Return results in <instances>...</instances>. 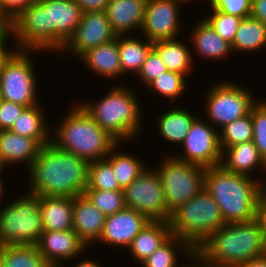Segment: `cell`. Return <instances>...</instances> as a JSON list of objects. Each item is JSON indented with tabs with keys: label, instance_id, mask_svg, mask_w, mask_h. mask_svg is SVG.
Instances as JSON below:
<instances>
[{
	"label": "cell",
	"instance_id": "6da1fadb",
	"mask_svg": "<svg viewBox=\"0 0 266 267\" xmlns=\"http://www.w3.org/2000/svg\"><path fill=\"white\" fill-rule=\"evenodd\" d=\"M88 162L60 149L52 141L43 145L26 171L29 193L38 196L82 195L88 186Z\"/></svg>",
	"mask_w": 266,
	"mask_h": 267
},
{
	"label": "cell",
	"instance_id": "7a4b0ae2",
	"mask_svg": "<svg viewBox=\"0 0 266 267\" xmlns=\"http://www.w3.org/2000/svg\"><path fill=\"white\" fill-rule=\"evenodd\" d=\"M115 82L99 100L81 99L78 103L103 130L120 143H132L145 129L143 120L146 115L141 110L142 101L139 100L138 92L127 83L118 84L117 79Z\"/></svg>",
	"mask_w": 266,
	"mask_h": 267
},
{
	"label": "cell",
	"instance_id": "3957f363",
	"mask_svg": "<svg viewBox=\"0 0 266 267\" xmlns=\"http://www.w3.org/2000/svg\"><path fill=\"white\" fill-rule=\"evenodd\" d=\"M207 264L235 267L265 255L261 228L256 219L226 223L211 233L195 250Z\"/></svg>",
	"mask_w": 266,
	"mask_h": 267
},
{
	"label": "cell",
	"instance_id": "277c9868",
	"mask_svg": "<svg viewBox=\"0 0 266 267\" xmlns=\"http://www.w3.org/2000/svg\"><path fill=\"white\" fill-rule=\"evenodd\" d=\"M75 101L52 131V142L88 163L106 158L120 142Z\"/></svg>",
	"mask_w": 266,
	"mask_h": 267
},
{
	"label": "cell",
	"instance_id": "5b68a950",
	"mask_svg": "<svg viewBox=\"0 0 266 267\" xmlns=\"http://www.w3.org/2000/svg\"><path fill=\"white\" fill-rule=\"evenodd\" d=\"M258 182L220 164L205 169L203 188L218 204L225 223L247 222L256 219Z\"/></svg>",
	"mask_w": 266,
	"mask_h": 267
},
{
	"label": "cell",
	"instance_id": "8992f818",
	"mask_svg": "<svg viewBox=\"0 0 266 267\" xmlns=\"http://www.w3.org/2000/svg\"><path fill=\"white\" fill-rule=\"evenodd\" d=\"M220 208L203 188L171 213V235L185 240L194 250L214 231L225 225Z\"/></svg>",
	"mask_w": 266,
	"mask_h": 267
},
{
	"label": "cell",
	"instance_id": "52a82bcc",
	"mask_svg": "<svg viewBox=\"0 0 266 267\" xmlns=\"http://www.w3.org/2000/svg\"><path fill=\"white\" fill-rule=\"evenodd\" d=\"M0 211V246L36 245L43 233L39 196L25 191Z\"/></svg>",
	"mask_w": 266,
	"mask_h": 267
},
{
	"label": "cell",
	"instance_id": "ba28073f",
	"mask_svg": "<svg viewBox=\"0 0 266 267\" xmlns=\"http://www.w3.org/2000/svg\"><path fill=\"white\" fill-rule=\"evenodd\" d=\"M248 88L229 78L209 85L206 92L202 93L205 95L202 97L206 111L204 119L219 131L225 125L249 114L259 98L255 96L253 89Z\"/></svg>",
	"mask_w": 266,
	"mask_h": 267
},
{
	"label": "cell",
	"instance_id": "9c48e42d",
	"mask_svg": "<svg viewBox=\"0 0 266 267\" xmlns=\"http://www.w3.org/2000/svg\"><path fill=\"white\" fill-rule=\"evenodd\" d=\"M154 166L161 179L167 210L172 213L197 196L204 187L205 167L163 155Z\"/></svg>",
	"mask_w": 266,
	"mask_h": 267
},
{
	"label": "cell",
	"instance_id": "30bf717a",
	"mask_svg": "<svg viewBox=\"0 0 266 267\" xmlns=\"http://www.w3.org/2000/svg\"><path fill=\"white\" fill-rule=\"evenodd\" d=\"M38 51L15 50L0 70V92L2 100L21 104L25 107L40 103L36 62L33 55ZM36 72V73H35ZM38 87V88H37Z\"/></svg>",
	"mask_w": 266,
	"mask_h": 267
},
{
	"label": "cell",
	"instance_id": "8fae6325",
	"mask_svg": "<svg viewBox=\"0 0 266 267\" xmlns=\"http://www.w3.org/2000/svg\"><path fill=\"white\" fill-rule=\"evenodd\" d=\"M125 205L147 216L151 221H167V210L161 179L155 167L150 166L124 190Z\"/></svg>",
	"mask_w": 266,
	"mask_h": 267
},
{
	"label": "cell",
	"instance_id": "7c38bea8",
	"mask_svg": "<svg viewBox=\"0 0 266 267\" xmlns=\"http://www.w3.org/2000/svg\"><path fill=\"white\" fill-rule=\"evenodd\" d=\"M11 26L15 42L9 45L14 44L16 50L50 55L49 8L42 2L30 5L11 21Z\"/></svg>",
	"mask_w": 266,
	"mask_h": 267
},
{
	"label": "cell",
	"instance_id": "4fadbf2b",
	"mask_svg": "<svg viewBox=\"0 0 266 267\" xmlns=\"http://www.w3.org/2000/svg\"><path fill=\"white\" fill-rule=\"evenodd\" d=\"M199 116L190 128L180 151H172L166 155H173L176 159L191 164L209 168L221 164L222 150L219 142V131L206 119ZM173 152V153H171Z\"/></svg>",
	"mask_w": 266,
	"mask_h": 267
},
{
	"label": "cell",
	"instance_id": "5bb4252c",
	"mask_svg": "<svg viewBox=\"0 0 266 267\" xmlns=\"http://www.w3.org/2000/svg\"><path fill=\"white\" fill-rule=\"evenodd\" d=\"M181 8L184 9L174 0H148L139 36L151 42L182 37Z\"/></svg>",
	"mask_w": 266,
	"mask_h": 267
},
{
	"label": "cell",
	"instance_id": "9a60e30c",
	"mask_svg": "<svg viewBox=\"0 0 266 267\" xmlns=\"http://www.w3.org/2000/svg\"><path fill=\"white\" fill-rule=\"evenodd\" d=\"M108 17L103 11L82 13L81 21L73 36L64 45L63 55L77 58L90 48L102 45L116 38ZM65 53V54H64Z\"/></svg>",
	"mask_w": 266,
	"mask_h": 267
},
{
	"label": "cell",
	"instance_id": "2e32d148",
	"mask_svg": "<svg viewBox=\"0 0 266 267\" xmlns=\"http://www.w3.org/2000/svg\"><path fill=\"white\" fill-rule=\"evenodd\" d=\"M36 247L51 267H64L67 262L71 264V261L84 257V253L89 251L73 229L43 231Z\"/></svg>",
	"mask_w": 266,
	"mask_h": 267
},
{
	"label": "cell",
	"instance_id": "e0dca14e",
	"mask_svg": "<svg viewBox=\"0 0 266 267\" xmlns=\"http://www.w3.org/2000/svg\"><path fill=\"white\" fill-rule=\"evenodd\" d=\"M151 220L138 211L125 207L105 218L104 227L97 244L127 249L133 239Z\"/></svg>",
	"mask_w": 266,
	"mask_h": 267
},
{
	"label": "cell",
	"instance_id": "ac0fdd59",
	"mask_svg": "<svg viewBox=\"0 0 266 267\" xmlns=\"http://www.w3.org/2000/svg\"><path fill=\"white\" fill-rule=\"evenodd\" d=\"M49 8L50 18V54L60 56L64 45L77 29L82 10L74 0H44Z\"/></svg>",
	"mask_w": 266,
	"mask_h": 267
},
{
	"label": "cell",
	"instance_id": "d6986e66",
	"mask_svg": "<svg viewBox=\"0 0 266 267\" xmlns=\"http://www.w3.org/2000/svg\"><path fill=\"white\" fill-rule=\"evenodd\" d=\"M195 21L194 27L190 29L187 42L190 43L194 56H198V60L204 62L212 60L218 62L219 60L228 59L232 55L231 44L222 39L211 25L202 17ZM197 54V55H196ZM229 55V56H228Z\"/></svg>",
	"mask_w": 266,
	"mask_h": 267
},
{
	"label": "cell",
	"instance_id": "ffe728a7",
	"mask_svg": "<svg viewBox=\"0 0 266 267\" xmlns=\"http://www.w3.org/2000/svg\"><path fill=\"white\" fill-rule=\"evenodd\" d=\"M170 108H163V111L159 112L158 118H155V128L157 134L162 137L165 144L175 145V149L180 147L186 139L192 123L199 117L196 112L188 110L184 105L178 104V106ZM167 142V143H166ZM180 145V146H179Z\"/></svg>",
	"mask_w": 266,
	"mask_h": 267
},
{
	"label": "cell",
	"instance_id": "44dd1931",
	"mask_svg": "<svg viewBox=\"0 0 266 267\" xmlns=\"http://www.w3.org/2000/svg\"><path fill=\"white\" fill-rule=\"evenodd\" d=\"M148 0H110L106 16L113 32L118 35H136L141 31ZM136 33H135V32Z\"/></svg>",
	"mask_w": 266,
	"mask_h": 267
},
{
	"label": "cell",
	"instance_id": "7402d4cb",
	"mask_svg": "<svg viewBox=\"0 0 266 267\" xmlns=\"http://www.w3.org/2000/svg\"><path fill=\"white\" fill-rule=\"evenodd\" d=\"M105 218L106 216L84 194L74 197L73 230L90 251V247H93L94 243L96 245L101 236Z\"/></svg>",
	"mask_w": 266,
	"mask_h": 267
},
{
	"label": "cell",
	"instance_id": "603a6c76",
	"mask_svg": "<svg viewBox=\"0 0 266 267\" xmlns=\"http://www.w3.org/2000/svg\"><path fill=\"white\" fill-rule=\"evenodd\" d=\"M41 147L33 138L18 135L11 130L0 131V156L6 168L19 164L18 167H22L24 164V170L27 171L38 157Z\"/></svg>",
	"mask_w": 266,
	"mask_h": 267
},
{
	"label": "cell",
	"instance_id": "cb8c5ba5",
	"mask_svg": "<svg viewBox=\"0 0 266 267\" xmlns=\"http://www.w3.org/2000/svg\"><path fill=\"white\" fill-rule=\"evenodd\" d=\"M81 61L85 65L88 72L97 74L103 80L119 79L122 77V69L118 50V36L115 39L90 48L78 57V62Z\"/></svg>",
	"mask_w": 266,
	"mask_h": 267
},
{
	"label": "cell",
	"instance_id": "d4e9b609",
	"mask_svg": "<svg viewBox=\"0 0 266 267\" xmlns=\"http://www.w3.org/2000/svg\"><path fill=\"white\" fill-rule=\"evenodd\" d=\"M221 165L227 171L254 177L257 180L261 177L254 176V174L257 175L259 173L261 175L260 173L264 171L265 173L263 172V174L266 175V161L259 154L253 141L226 147L222 151ZM254 172H257V174Z\"/></svg>",
	"mask_w": 266,
	"mask_h": 267
},
{
	"label": "cell",
	"instance_id": "484cf974",
	"mask_svg": "<svg viewBox=\"0 0 266 267\" xmlns=\"http://www.w3.org/2000/svg\"><path fill=\"white\" fill-rule=\"evenodd\" d=\"M73 201L67 196H39L44 231L73 229Z\"/></svg>",
	"mask_w": 266,
	"mask_h": 267
},
{
	"label": "cell",
	"instance_id": "4316f807",
	"mask_svg": "<svg viewBox=\"0 0 266 267\" xmlns=\"http://www.w3.org/2000/svg\"><path fill=\"white\" fill-rule=\"evenodd\" d=\"M180 38L182 37L155 41L153 42V50L160 56L167 70L181 73L189 79L194 69L195 59L190 44L186 43L185 39L183 42Z\"/></svg>",
	"mask_w": 266,
	"mask_h": 267
},
{
	"label": "cell",
	"instance_id": "83f0119b",
	"mask_svg": "<svg viewBox=\"0 0 266 267\" xmlns=\"http://www.w3.org/2000/svg\"><path fill=\"white\" fill-rule=\"evenodd\" d=\"M171 236L167 221H150L126 249L139 265Z\"/></svg>",
	"mask_w": 266,
	"mask_h": 267
},
{
	"label": "cell",
	"instance_id": "f1b7e54d",
	"mask_svg": "<svg viewBox=\"0 0 266 267\" xmlns=\"http://www.w3.org/2000/svg\"><path fill=\"white\" fill-rule=\"evenodd\" d=\"M43 106L39 103L36 106L26 107L9 130L18 135L33 138L41 146L49 144L52 141L53 126L46 121Z\"/></svg>",
	"mask_w": 266,
	"mask_h": 267
},
{
	"label": "cell",
	"instance_id": "f546056e",
	"mask_svg": "<svg viewBox=\"0 0 266 267\" xmlns=\"http://www.w3.org/2000/svg\"><path fill=\"white\" fill-rule=\"evenodd\" d=\"M153 49V42L134 35H118V50L122 69L125 75H137L147 55ZM128 73V74H127Z\"/></svg>",
	"mask_w": 266,
	"mask_h": 267
},
{
	"label": "cell",
	"instance_id": "4dcf8cb0",
	"mask_svg": "<svg viewBox=\"0 0 266 267\" xmlns=\"http://www.w3.org/2000/svg\"><path fill=\"white\" fill-rule=\"evenodd\" d=\"M265 48L266 24L251 16L243 18L231 44L232 53H239L240 55L242 53V55L248 56L249 54L264 52L263 49Z\"/></svg>",
	"mask_w": 266,
	"mask_h": 267
},
{
	"label": "cell",
	"instance_id": "1f68e13d",
	"mask_svg": "<svg viewBox=\"0 0 266 267\" xmlns=\"http://www.w3.org/2000/svg\"><path fill=\"white\" fill-rule=\"evenodd\" d=\"M194 254L195 250L185 240L171 235L139 265L141 267H183L185 264L182 263L183 260L188 261Z\"/></svg>",
	"mask_w": 266,
	"mask_h": 267
},
{
	"label": "cell",
	"instance_id": "d6a6232c",
	"mask_svg": "<svg viewBox=\"0 0 266 267\" xmlns=\"http://www.w3.org/2000/svg\"><path fill=\"white\" fill-rule=\"evenodd\" d=\"M123 144L127 146V143H119L106 159L112 164L115 177L124 190L146 169L148 163L144 162L139 154L136 156L133 152L122 150Z\"/></svg>",
	"mask_w": 266,
	"mask_h": 267
},
{
	"label": "cell",
	"instance_id": "836d02e7",
	"mask_svg": "<svg viewBox=\"0 0 266 267\" xmlns=\"http://www.w3.org/2000/svg\"><path fill=\"white\" fill-rule=\"evenodd\" d=\"M2 267H51L36 245L1 246Z\"/></svg>",
	"mask_w": 266,
	"mask_h": 267
},
{
	"label": "cell",
	"instance_id": "e575fe53",
	"mask_svg": "<svg viewBox=\"0 0 266 267\" xmlns=\"http://www.w3.org/2000/svg\"><path fill=\"white\" fill-rule=\"evenodd\" d=\"M187 77L182 75L181 73L167 70L162 73L159 77L154 79L147 87L148 92H153L152 94H157L163 100L166 98L169 102L178 101L179 97L181 98L183 93L190 88L188 86ZM178 99V100H177Z\"/></svg>",
	"mask_w": 266,
	"mask_h": 267
},
{
	"label": "cell",
	"instance_id": "d590c367",
	"mask_svg": "<svg viewBox=\"0 0 266 267\" xmlns=\"http://www.w3.org/2000/svg\"><path fill=\"white\" fill-rule=\"evenodd\" d=\"M85 190L123 191L112 164L106 158L88 164V186Z\"/></svg>",
	"mask_w": 266,
	"mask_h": 267
},
{
	"label": "cell",
	"instance_id": "8d00e7d4",
	"mask_svg": "<svg viewBox=\"0 0 266 267\" xmlns=\"http://www.w3.org/2000/svg\"><path fill=\"white\" fill-rule=\"evenodd\" d=\"M253 141V125L251 113L237 119L219 130L221 150L240 143Z\"/></svg>",
	"mask_w": 266,
	"mask_h": 267
},
{
	"label": "cell",
	"instance_id": "74e56055",
	"mask_svg": "<svg viewBox=\"0 0 266 267\" xmlns=\"http://www.w3.org/2000/svg\"><path fill=\"white\" fill-rule=\"evenodd\" d=\"M83 194L106 217L126 207L124 191L84 190Z\"/></svg>",
	"mask_w": 266,
	"mask_h": 267
},
{
	"label": "cell",
	"instance_id": "f35d334b",
	"mask_svg": "<svg viewBox=\"0 0 266 267\" xmlns=\"http://www.w3.org/2000/svg\"><path fill=\"white\" fill-rule=\"evenodd\" d=\"M208 13L202 16L216 31V33L224 40L232 44L235 33L243 18L227 14L218 10H208Z\"/></svg>",
	"mask_w": 266,
	"mask_h": 267
},
{
	"label": "cell",
	"instance_id": "ab89813d",
	"mask_svg": "<svg viewBox=\"0 0 266 267\" xmlns=\"http://www.w3.org/2000/svg\"><path fill=\"white\" fill-rule=\"evenodd\" d=\"M263 98L253 105L250 113L253 125V143L266 161V98Z\"/></svg>",
	"mask_w": 266,
	"mask_h": 267
},
{
	"label": "cell",
	"instance_id": "60d3db41",
	"mask_svg": "<svg viewBox=\"0 0 266 267\" xmlns=\"http://www.w3.org/2000/svg\"><path fill=\"white\" fill-rule=\"evenodd\" d=\"M167 68L160 56L152 49L143 62L139 72L135 77L136 81L143 83L147 87L154 79L166 72Z\"/></svg>",
	"mask_w": 266,
	"mask_h": 267
},
{
	"label": "cell",
	"instance_id": "b9f144b4",
	"mask_svg": "<svg viewBox=\"0 0 266 267\" xmlns=\"http://www.w3.org/2000/svg\"><path fill=\"white\" fill-rule=\"evenodd\" d=\"M252 0H213L209 10H218L241 18L250 17Z\"/></svg>",
	"mask_w": 266,
	"mask_h": 267
},
{
	"label": "cell",
	"instance_id": "7bdbcfd3",
	"mask_svg": "<svg viewBox=\"0 0 266 267\" xmlns=\"http://www.w3.org/2000/svg\"><path fill=\"white\" fill-rule=\"evenodd\" d=\"M25 108L21 104L2 100L0 104V131L9 130Z\"/></svg>",
	"mask_w": 266,
	"mask_h": 267
},
{
	"label": "cell",
	"instance_id": "ee69618b",
	"mask_svg": "<svg viewBox=\"0 0 266 267\" xmlns=\"http://www.w3.org/2000/svg\"><path fill=\"white\" fill-rule=\"evenodd\" d=\"M34 3V0H0V7L3 14L12 21Z\"/></svg>",
	"mask_w": 266,
	"mask_h": 267
},
{
	"label": "cell",
	"instance_id": "f6af8a7d",
	"mask_svg": "<svg viewBox=\"0 0 266 267\" xmlns=\"http://www.w3.org/2000/svg\"><path fill=\"white\" fill-rule=\"evenodd\" d=\"M82 10V13L106 11L110 0H74Z\"/></svg>",
	"mask_w": 266,
	"mask_h": 267
},
{
	"label": "cell",
	"instance_id": "bcb514c9",
	"mask_svg": "<svg viewBox=\"0 0 266 267\" xmlns=\"http://www.w3.org/2000/svg\"><path fill=\"white\" fill-rule=\"evenodd\" d=\"M10 41L14 42L11 21L4 14H0V43H10Z\"/></svg>",
	"mask_w": 266,
	"mask_h": 267
},
{
	"label": "cell",
	"instance_id": "7dc6e473",
	"mask_svg": "<svg viewBox=\"0 0 266 267\" xmlns=\"http://www.w3.org/2000/svg\"><path fill=\"white\" fill-rule=\"evenodd\" d=\"M250 16L266 24V0H252Z\"/></svg>",
	"mask_w": 266,
	"mask_h": 267
},
{
	"label": "cell",
	"instance_id": "c3c4849f",
	"mask_svg": "<svg viewBox=\"0 0 266 267\" xmlns=\"http://www.w3.org/2000/svg\"><path fill=\"white\" fill-rule=\"evenodd\" d=\"M261 176L258 182V210L266 211V177Z\"/></svg>",
	"mask_w": 266,
	"mask_h": 267
},
{
	"label": "cell",
	"instance_id": "681fc988",
	"mask_svg": "<svg viewBox=\"0 0 266 267\" xmlns=\"http://www.w3.org/2000/svg\"><path fill=\"white\" fill-rule=\"evenodd\" d=\"M256 220L259 223L262 233V239L264 244V253L266 255V211L265 210H257Z\"/></svg>",
	"mask_w": 266,
	"mask_h": 267
},
{
	"label": "cell",
	"instance_id": "f907efd6",
	"mask_svg": "<svg viewBox=\"0 0 266 267\" xmlns=\"http://www.w3.org/2000/svg\"><path fill=\"white\" fill-rule=\"evenodd\" d=\"M9 43H0V70L3 67L4 62L11 56L16 50L15 45L8 46ZM9 47V48H8Z\"/></svg>",
	"mask_w": 266,
	"mask_h": 267
},
{
	"label": "cell",
	"instance_id": "816d5d0a",
	"mask_svg": "<svg viewBox=\"0 0 266 267\" xmlns=\"http://www.w3.org/2000/svg\"><path fill=\"white\" fill-rule=\"evenodd\" d=\"M83 259V260H82ZM76 264L74 265H70L67 263V265H65V267H69V266H74V267H104V265H102V263L100 264V262H98V260L92 259V258H81V260L77 263L76 261H73Z\"/></svg>",
	"mask_w": 266,
	"mask_h": 267
},
{
	"label": "cell",
	"instance_id": "f5cc1de1",
	"mask_svg": "<svg viewBox=\"0 0 266 267\" xmlns=\"http://www.w3.org/2000/svg\"><path fill=\"white\" fill-rule=\"evenodd\" d=\"M235 267H266V255L238 264Z\"/></svg>",
	"mask_w": 266,
	"mask_h": 267
},
{
	"label": "cell",
	"instance_id": "db71d44e",
	"mask_svg": "<svg viewBox=\"0 0 266 267\" xmlns=\"http://www.w3.org/2000/svg\"><path fill=\"white\" fill-rule=\"evenodd\" d=\"M183 267H216L205 263L196 253L188 259Z\"/></svg>",
	"mask_w": 266,
	"mask_h": 267
},
{
	"label": "cell",
	"instance_id": "11a10c76",
	"mask_svg": "<svg viewBox=\"0 0 266 267\" xmlns=\"http://www.w3.org/2000/svg\"><path fill=\"white\" fill-rule=\"evenodd\" d=\"M0 176L3 177L2 175H0ZM1 177H0V205L1 204H4L3 202L1 203V201L4 200V197L6 198L5 192L7 190V187L5 185V182H3L4 180H3V178L1 179ZM4 187L6 188L5 190H4ZM1 209H2V207L0 206V211H1Z\"/></svg>",
	"mask_w": 266,
	"mask_h": 267
},
{
	"label": "cell",
	"instance_id": "9f6ffc18",
	"mask_svg": "<svg viewBox=\"0 0 266 267\" xmlns=\"http://www.w3.org/2000/svg\"><path fill=\"white\" fill-rule=\"evenodd\" d=\"M174 1H176L177 3H180L183 7H186L185 5L187 4H191V6H192V4H194V2L196 1V0H174ZM194 1V2H193ZM193 2V3H192Z\"/></svg>",
	"mask_w": 266,
	"mask_h": 267
},
{
	"label": "cell",
	"instance_id": "6f0895ef",
	"mask_svg": "<svg viewBox=\"0 0 266 267\" xmlns=\"http://www.w3.org/2000/svg\"><path fill=\"white\" fill-rule=\"evenodd\" d=\"M5 166H4V164H3V162H2V159H1V156H0V175H2L3 174V172L5 171ZM3 170V171H2Z\"/></svg>",
	"mask_w": 266,
	"mask_h": 267
},
{
	"label": "cell",
	"instance_id": "680465c9",
	"mask_svg": "<svg viewBox=\"0 0 266 267\" xmlns=\"http://www.w3.org/2000/svg\"><path fill=\"white\" fill-rule=\"evenodd\" d=\"M197 1H199V2H200V0H197ZM202 1H204V0H201V2H202ZM206 1H207V2H208V4L210 5V4L212 3V1H213V0H205V2H206Z\"/></svg>",
	"mask_w": 266,
	"mask_h": 267
},
{
	"label": "cell",
	"instance_id": "91938a15",
	"mask_svg": "<svg viewBox=\"0 0 266 267\" xmlns=\"http://www.w3.org/2000/svg\"><path fill=\"white\" fill-rule=\"evenodd\" d=\"M0 267H2V259H1V246H0Z\"/></svg>",
	"mask_w": 266,
	"mask_h": 267
},
{
	"label": "cell",
	"instance_id": "94428289",
	"mask_svg": "<svg viewBox=\"0 0 266 267\" xmlns=\"http://www.w3.org/2000/svg\"><path fill=\"white\" fill-rule=\"evenodd\" d=\"M1 102H2V95H1V92H0V104H1Z\"/></svg>",
	"mask_w": 266,
	"mask_h": 267
},
{
	"label": "cell",
	"instance_id": "6125c7cd",
	"mask_svg": "<svg viewBox=\"0 0 266 267\" xmlns=\"http://www.w3.org/2000/svg\"><path fill=\"white\" fill-rule=\"evenodd\" d=\"M34 1L37 3V2H42V1H44V0H34Z\"/></svg>",
	"mask_w": 266,
	"mask_h": 267
}]
</instances>
